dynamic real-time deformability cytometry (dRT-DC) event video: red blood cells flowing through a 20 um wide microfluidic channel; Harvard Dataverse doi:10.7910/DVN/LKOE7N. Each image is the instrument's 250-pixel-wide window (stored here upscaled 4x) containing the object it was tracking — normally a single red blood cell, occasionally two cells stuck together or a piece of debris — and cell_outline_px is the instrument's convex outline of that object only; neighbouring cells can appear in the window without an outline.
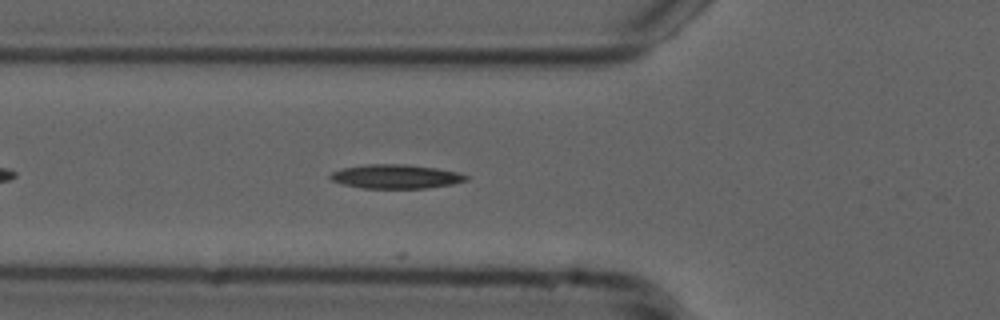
{"species": "common noctule bat (a hibernating species)", "species_latin": "Nyctalus noctula", "temperature_condition": "cold", "stored_images_in_passage": 12, "camera_frame_rate_fps": 3000, "um_per_image_px": 0.085, "animal": {"sex": "male", "forearm_length_mm": 52.5}, "frame": {"image": 1, "passage_image": 8, "time_ms": 2.333, "image_size_px": [1000, 320], "cell_outline_px": [[468, 180], [452, 184], [428, 188], [364, 188], [344, 184], [332, 180], [328, 176], [332, 172], [340, 168], [364, 164], [408, 164], [436, 168], [460, 172], [468, 176]], "centroid_in_image_um": [33.66, 14.99], "position_along_channel_um": 92.1, "area_um2": 19.13}}
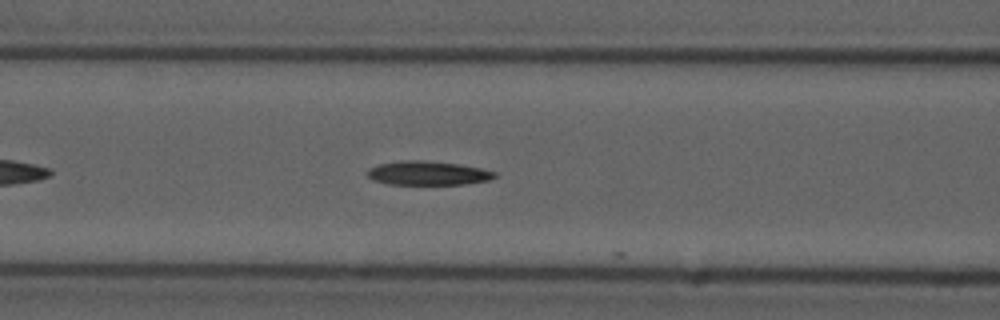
{"frame": {"image": 2, "passage_image": 11, "time_ms": 3.333, "image_size_px": [1000, 320], "cell_outline_px": [[496, 176], [488, 180], [464, 184], [388, 184], [372, 180], [368, 176], [368, 168], [380, 164], [400, 160], [420, 160], [460, 164], [480, 168], [496, 172]], "centroid_in_image_um": [36.34, 14.71], "position_along_channel_um": 130.3, "area_um2": 17.69}}